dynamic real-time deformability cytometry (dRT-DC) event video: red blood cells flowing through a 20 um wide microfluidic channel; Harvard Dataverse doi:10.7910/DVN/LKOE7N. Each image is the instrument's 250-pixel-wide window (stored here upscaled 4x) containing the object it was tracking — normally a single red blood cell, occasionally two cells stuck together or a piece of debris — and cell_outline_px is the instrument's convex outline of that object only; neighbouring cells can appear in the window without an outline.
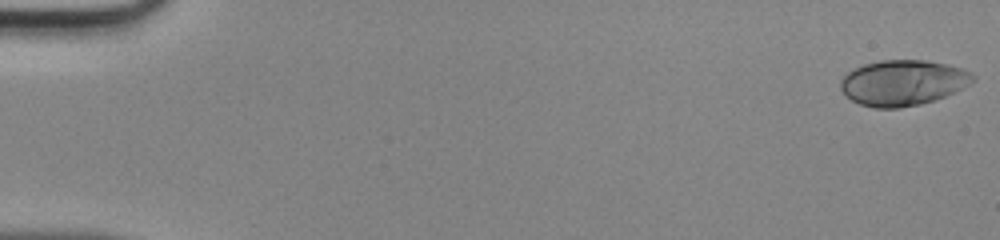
{"species": "human", "species_latin": "Homo sapiens", "temperature_condition": "room temperature", "stored_images_in_passage": 48, "camera_frame_rate_fps": 3000, "um_per_image_px": 0.085, "donor": {"sex": "male"}, "frame": {"image": 1, "passage_image": 1, "time_ms": 0.0, "image_size_px": [1000, 240], "cell_outline_px": [[976, 80], [936, 100], [920, 104], [900, 108], [876, 108], [860, 104], [852, 100], [840, 88], [840, 80], [852, 68], [864, 64], [880, 60], [924, 60], [948, 64], [964, 68], [972, 72], [976, 76]], "centroid_in_image_um": [76.76, 7.02], "position_along_channel_um": 8.2, "area_um2": 35.2}}
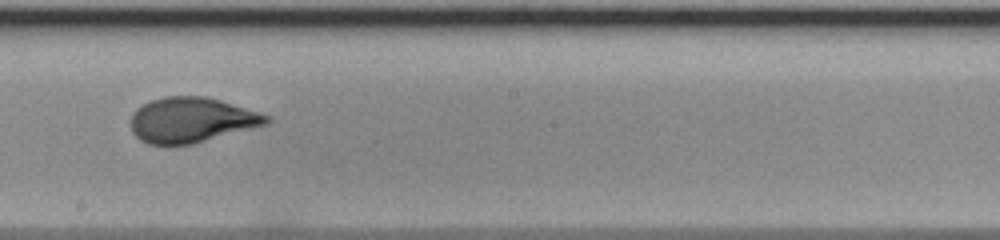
{"frame": {"image": 2, "passage_image": 28, "time_ms": 9.0, "image_size_px": [1000, 240], "cell_outline_px": [[272, 120], [268, 124], [192, 144], [168, 148], [148, 144], [140, 140], [132, 132], [132, 112], [136, 108], [152, 100], [164, 96], [204, 96], [220, 100], [260, 112], [272, 116]], "centroid_in_image_um": [16.27, 10.23], "position_along_channel_um": 231.9, "area_um2": 36.3}}
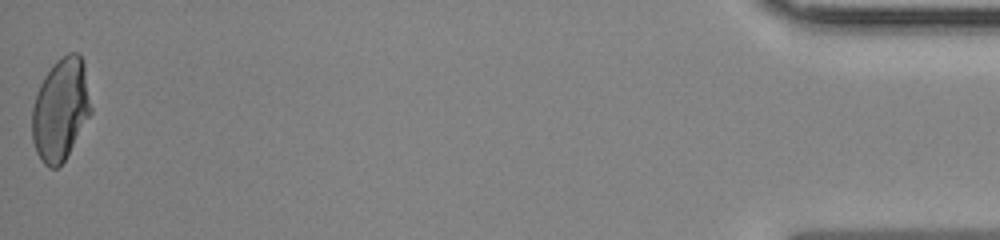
{"frame": {"image": 3, "passage_image": 48, "time_ms": 15.667, "image_size_px": [1000, 240], "cell_outline_px": [[92, 112], [64, 160], [56, 168], [48, 168], [40, 160], [36, 152], [32, 140], [32, 108], [36, 92], [44, 76], [52, 64], [56, 60], [68, 52], [80, 52], [84, 64], [92, 108]], "centroid_in_image_um": [5.14, 9.27], "position_along_channel_um": 430.1, "area_um2": 35.32}}